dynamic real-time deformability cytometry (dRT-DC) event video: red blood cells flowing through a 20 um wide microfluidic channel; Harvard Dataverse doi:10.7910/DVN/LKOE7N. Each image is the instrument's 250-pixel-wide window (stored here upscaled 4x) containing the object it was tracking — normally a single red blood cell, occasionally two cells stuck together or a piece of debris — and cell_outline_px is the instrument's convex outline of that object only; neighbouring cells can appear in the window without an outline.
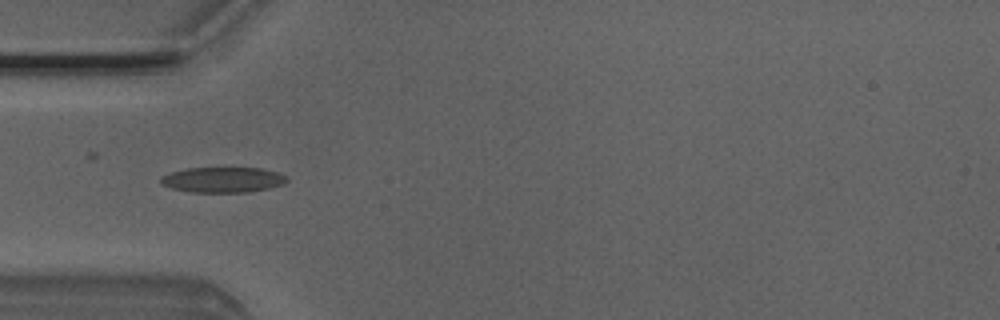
{"species": "Egyptian fruit bat (a non-hibernating species)", "species_latin": "Rousettus aegyptiacus", "temperature_condition": "room temperature", "stored_images_in_passage": 5, "camera_frame_rate_fps": 3000, "um_per_image_px": 0.085, "animal": {"sex": "male"}, "frame": {"image": 1, "passage_image": 4, "time_ms": 1.0, "image_size_px": [1000, 320], "cell_outline_px": [[288, 180], [284, 184], [268, 188], [248, 192], [192, 192], [172, 188], [164, 184], [160, 180], [160, 176], [172, 172], [188, 168], [260, 168], [276, 172], [288, 176]], "centroid_in_image_um": [18.97, 15.28], "position_along_channel_um": 66.0, "area_um2": 18.5}}